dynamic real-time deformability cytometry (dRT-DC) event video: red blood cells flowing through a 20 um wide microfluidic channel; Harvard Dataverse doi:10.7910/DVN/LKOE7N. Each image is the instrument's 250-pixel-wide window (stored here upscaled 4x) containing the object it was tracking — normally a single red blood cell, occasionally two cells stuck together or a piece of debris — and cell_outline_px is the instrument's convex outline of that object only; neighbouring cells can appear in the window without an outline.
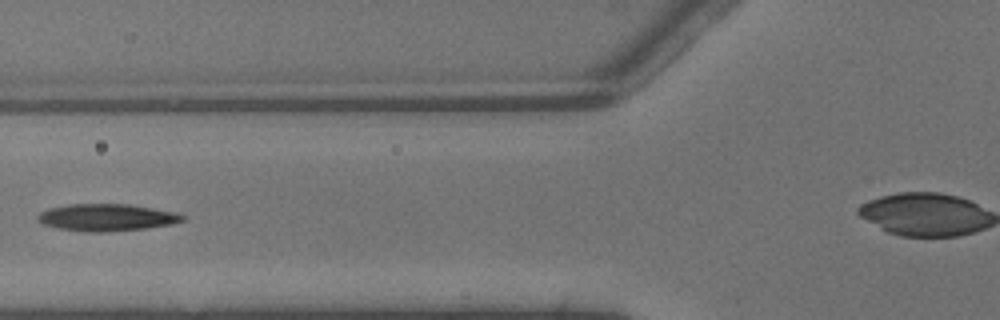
{"species": "common noctule bat (a hibernating species)", "species_latin": "Nyctalus noctula", "temperature_condition": "warm", "stored_images_in_passage": 4, "camera_frame_rate_fps": 3000, "um_per_image_px": 0.085, "animal": {"sex": "male", "body_mass_g": 13.3}, "frame": {"image": 1, "passage_image": 4, "time_ms": 1.0, "image_size_px": [1000, 320], "cell_outline_px": [[188, 216], [184, 220], [172, 224], [148, 228], [108, 232], [84, 232], [56, 228], [44, 224], [36, 220], [36, 216], [40, 212], [48, 208], [68, 204], [132, 204], [176, 212]], "centroid_in_image_um": [9.08, 18.48], "position_along_channel_um": 116.7, "area_um2": 23.29}}